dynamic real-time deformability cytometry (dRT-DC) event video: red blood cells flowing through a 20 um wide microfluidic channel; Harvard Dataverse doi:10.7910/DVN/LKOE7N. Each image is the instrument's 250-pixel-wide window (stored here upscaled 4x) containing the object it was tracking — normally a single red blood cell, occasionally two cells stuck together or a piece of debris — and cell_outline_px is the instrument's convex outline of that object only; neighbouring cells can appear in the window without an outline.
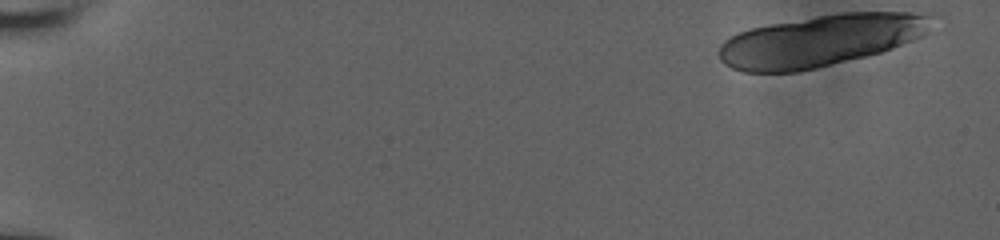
{"species": "human", "species_latin": "Homo sapiens", "temperature_condition": "room temperature", "stored_images_in_passage": 22, "camera_frame_rate_fps": 3000, "um_per_image_px": 0.085, "donor": {"sex": "male"}, "frame": {"image": 1, "passage_image": 1, "time_ms": 0.0, "image_size_px": [1000, 240], "cell_outline_px": [[932, 16], [928, 32], [912, 40], [892, 48], [880, 52], [816, 68], [796, 72], [744, 72], [732, 68], [724, 64], [720, 60], [720, 44], [728, 36], [752, 28], [772, 24], [816, 16], [844, 12], [912, 12]], "centroid_in_image_um": [69.7, 3.45], "position_along_channel_um": 15.3, "area_um2": 63.41}}
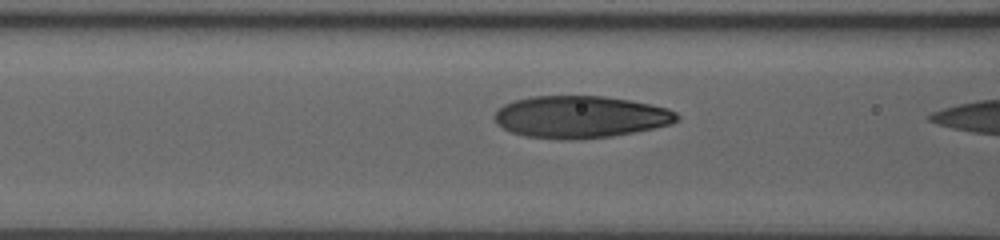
{"frame": {"image": 2, "passage_image": 21, "time_ms": 6.667, "image_size_px": [1000, 240], "cell_outline_px": [[680, 120], [672, 124], [612, 136], [576, 140], [560, 140], [524, 136], [512, 132], [496, 124], [492, 116], [504, 104], [516, 100], [532, 96], [604, 96], [628, 100], [668, 108], [676, 112], [680, 116]], "centroid_in_image_um": [49.32, 9.94], "position_along_channel_um": 117.3, "area_um2": 44.91}}